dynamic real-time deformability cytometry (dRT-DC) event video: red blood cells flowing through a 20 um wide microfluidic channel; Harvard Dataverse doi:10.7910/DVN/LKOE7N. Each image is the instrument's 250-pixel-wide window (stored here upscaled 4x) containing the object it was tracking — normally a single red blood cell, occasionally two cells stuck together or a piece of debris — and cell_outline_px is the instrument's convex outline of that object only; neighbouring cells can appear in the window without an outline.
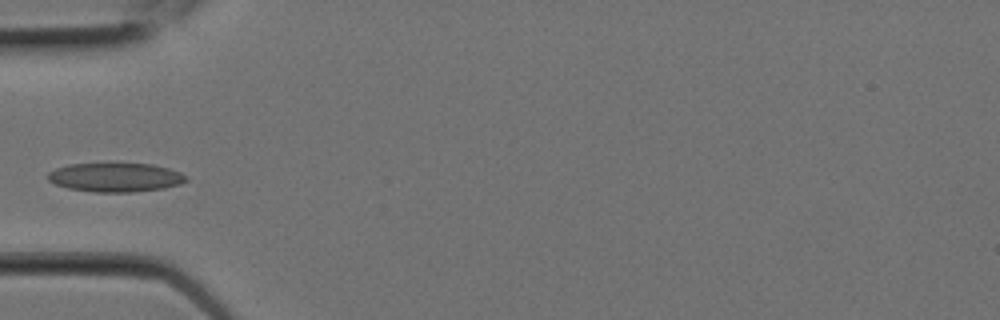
{"species": "Egyptian fruit bat (a non-hibernating species)", "species_latin": "Rousettus aegyptiacus", "temperature_condition": "room temperature", "stored_images_in_passage": 9, "camera_frame_rate_fps": 3000, "um_per_image_px": 0.085, "animal": {"sex": "female"}, "frame": {"image": 1, "passage_image": 6, "time_ms": 1.667, "image_size_px": [1000, 320], "cell_outline_px": [[188, 180], [180, 184], [164, 188], [132, 192], [96, 192], [68, 188], [56, 184], [48, 180], [44, 176], [48, 172], [56, 168], [68, 164], [116, 160], [152, 164], [168, 168], [180, 172], [188, 176]], "centroid_in_image_um": [9.79, 15.01], "position_along_channel_um": 75.2, "area_um2": 24.57}}
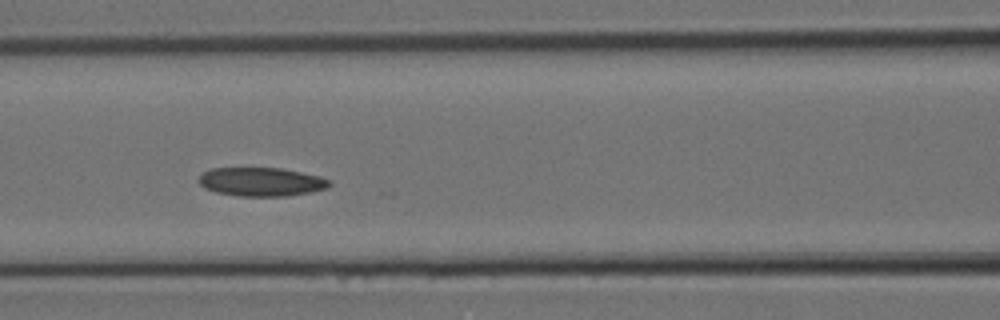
{"frame": {"image": 2, "passage_image": 8, "time_ms": 2.333, "image_size_px": [1000, 320], "cell_outline_px": [[332, 184], [328, 188], [312, 192], [288, 196], [236, 196], [216, 192], [204, 188], [200, 184], [200, 176], [204, 172], [212, 168], [280, 168], [320, 176], [332, 180]], "centroid_in_image_um": [22.26, 15.46], "position_along_channel_um": 144.3, "area_um2": 21.96}}
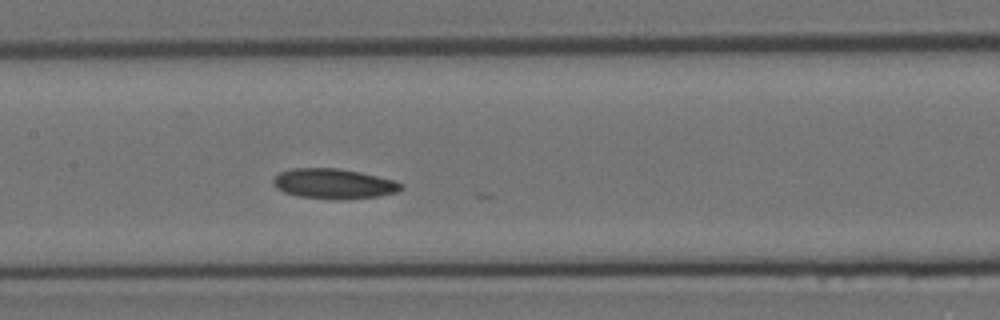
{"frame": {"image": 3, "passage_image": 9, "time_ms": 2.667, "image_size_px": [1000, 320], "cell_outline_px": [[404, 188], [396, 192], [380, 196], [340, 200], [296, 196], [284, 192], [276, 188], [272, 184], [272, 180], [280, 172], [292, 168], [340, 168], [360, 172], [396, 180], [404, 184]], "centroid_in_image_um": [28.39, 15.62], "position_along_channel_um": 179.0, "area_um2": 22.72}}